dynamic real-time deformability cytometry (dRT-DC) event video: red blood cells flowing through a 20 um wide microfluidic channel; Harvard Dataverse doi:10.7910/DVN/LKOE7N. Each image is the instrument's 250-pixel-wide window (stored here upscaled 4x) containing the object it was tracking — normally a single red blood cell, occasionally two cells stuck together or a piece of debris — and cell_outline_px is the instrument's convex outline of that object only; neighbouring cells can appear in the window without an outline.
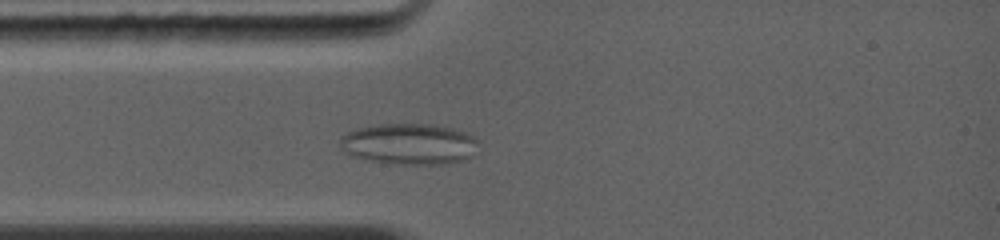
{"species": "common noctule bat (a hibernating species)", "species_latin": "Nyctalus noctula", "temperature_condition": "warm", "stored_images_in_passage": 27, "camera_frame_rate_fps": 5000, "um_per_image_px": 0.085, "animal": {"sex": "female", "body_mass_g": 19.0, "forearm_length_mm": 56.7}, "frame": {"image": 1, "passage_image": 4, "time_ms": 2.4, "image_size_px": [1000, 240], "cell_outline_px": [[472, 140], [460, 160], [432, 164], [392, 164], [368, 160], [352, 156], [348, 152], [344, 140], [344, 136], [348, 132], [360, 128], [376, 124], [428, 124], [460, 132], [468, 136]], "centroid_in_image_um": [34.58, 12.23], "position_along_channel_um": 50.4, "area_um2": 30.58}}
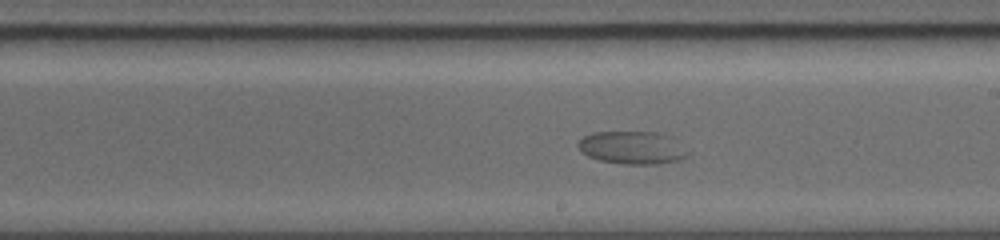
{"frame": {"image": 2, "passage_image": 15, "time_ms": 7.0, "image_size_px": [1000, 240], "cell_outline_px": [[684, 156], [680, 160], [660, 164], [624, 164], [600, 160], [588, 156], [576, 144], [584, 136], [596, 132], [656, 132]], "centroid_in_image_um": [53.49, 12.57], "position_along_channel_um": 235.5, "area_um2": 19.36}}
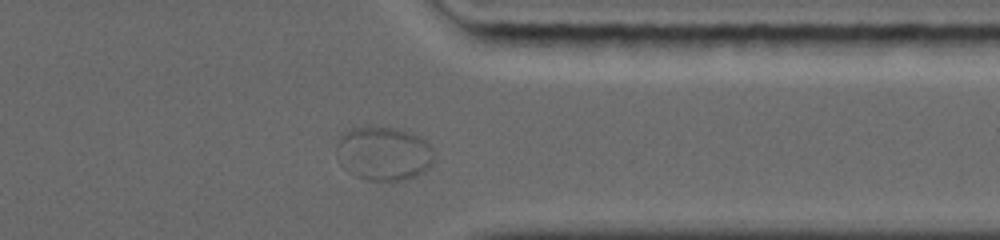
{"frame": {"image": 3, "passage_image": 24, "time_ms": 10.6, "image_size_px": [1000, 240], "cell_outline_px": [[432, 160], [428, 168], [424, 172], [416, 176], [404, 180], [368, 180], [356, 176], [352, 172], [336, 148], [340, 136], [352, 128], [396, 128], [408, 132], [424, 140], [432, 148]], "centroid_in_image_um": [32.67, 13.05], "position_along_channel_um": 378.7, "area_um2": 29.36}}